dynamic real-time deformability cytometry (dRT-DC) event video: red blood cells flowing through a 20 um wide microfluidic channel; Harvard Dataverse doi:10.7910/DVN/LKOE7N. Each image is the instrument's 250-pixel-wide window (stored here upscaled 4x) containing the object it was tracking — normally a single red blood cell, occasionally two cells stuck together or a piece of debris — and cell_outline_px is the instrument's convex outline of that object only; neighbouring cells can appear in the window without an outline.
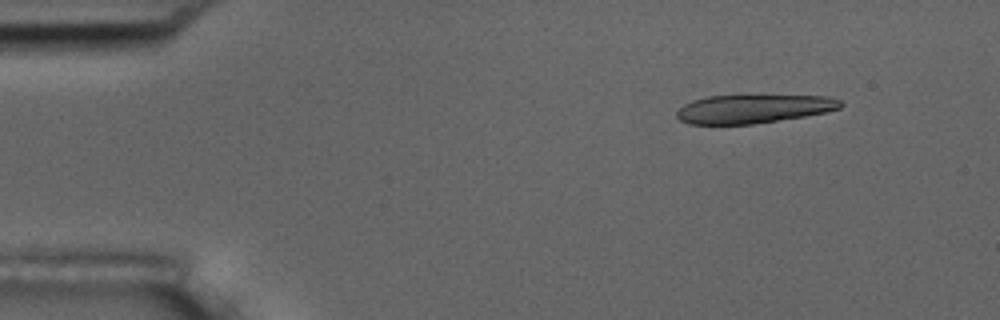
{"species": "common noctule bat (a hibernating species)", "species_latin": "Nyctalus noctula", "temperature_condition": "room temperature", "stored_images_in_passage": 6, "segment_of_instrument_passage": [1, 2], "camera_frame_rate_fps": 3000, "um_per_image_px": 0.085, "animal": {"sex": "male", "body_mass_g": 17.5, "forearm_length_mm": 52.3}, "frame": {"image": 1, "passage_image": 2, "time_ms": 1.0, "image_size_px": [1000, 320], "cell_outline_px": [[844, 104], [840, 108], [824, 112], [804, 116], [752, 124], [688, 124], [680, 120], [676, 116], [676, 112], [684, 104], [692, 100], [708, 96], [828, 96], [840, 100]], "centroid_in_image_um": [64.01, 9.25], "position_along_channel_um": 21.0, "area_um2": 26.99}}